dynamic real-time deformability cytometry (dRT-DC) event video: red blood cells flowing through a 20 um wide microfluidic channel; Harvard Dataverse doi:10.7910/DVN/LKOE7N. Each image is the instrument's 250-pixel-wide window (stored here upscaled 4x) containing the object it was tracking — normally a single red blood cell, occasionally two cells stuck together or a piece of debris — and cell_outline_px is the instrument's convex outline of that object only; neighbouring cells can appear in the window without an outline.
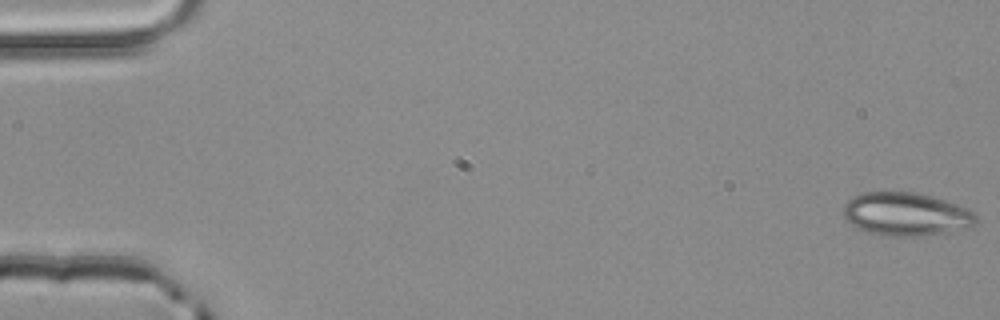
{"species": "common noctule bat (a hibernating species)", "species_latin": "Nyctalus noctula", "temperature_condition": "room temperature", "stored_images_in_passage": 3, "camera_frame_rate_fps": 3000, "um_per_image_px": 0.085, "animal": {"sex": "male", "body_mass_g": 20.4}, "frame": {"image": 1, "passage_image": 1, "time_ms": 0.0, "image_size_px": [1000, 320], "cell_outline_px": [[976, 224], [968, 228], [948, 232], [920, 236], [888, 236], [864, 232], [852, 224], [844, 216], [844, 204], [852, 196], [864, 192], [916, 192], [932, 196], [968, 208], [976, 212]], "centroid_in_image_um": [77.03, 18.2], "position_along_channel_um": 8.0, "area_um2": 33.64}}